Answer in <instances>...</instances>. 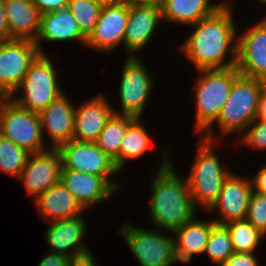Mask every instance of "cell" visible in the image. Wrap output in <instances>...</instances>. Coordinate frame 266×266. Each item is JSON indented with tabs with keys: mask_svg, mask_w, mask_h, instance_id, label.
I'll list each match as a JSON object with an SVG mask.
<instances>
[{
	"mask_svg": "<svg viewBox=\"0 0 266 266\" xmlns=\"http://www.w3.org/2000/svg\"><path fill=\"white\" fill-rule=\"evenodd\" d=\"M160 23H163L161 7L129 0V14L123 42L124 55L142 57L141 53L147 50L148 44L158 36L156 33L161 29L160 25H163Z\"/></svg>",
	"mask_w": 266,
	"mask_h": 266,
	"instance_id": "obj_13",
	"label": "cell"
},
{
	"mask_svg": "<svg viewBox=\"0 0 266 266\" xmlns=\"http://www.w3.org/2000/svg\"><path fill=\"white\" fill-rule=\"evenodd\" d=\"M52 60L50 54H40L9 98L20 107L40 114L51 102L63 94L66 90L59 82L61 71L55 65L57 62Z\"/></svg>",
	"mask_w": 266,
	"mask_h": 266,
	"instance_id": "obj_6",
	"label": "cell"
},
{
	"mask_svg": "<svg viewBox=\"0 0 266 266\" xmlns=\"http://www.w3.org/2000/svg\"><path fill=\"white\" fill-rule=\"evenodd\" d=\"M102 7V4L89 0H69L67 5V9L72 13L86 37L93 31Z\"/></svg>",
	"mask_w": 266,
	"mask_h": 266,
	"instance_id": "obj_31",
	"label": "cell"
},
{
	"mask_svg": "<svg viewBox=\"0 0 266 266\" xmlns=\"http://www.w3.org/2000/svg\"><path fill=\"white\" fill-rule=\"evenodd\" d=\"M144 57L125 56L121 66L118 86L120 109L112 104L115 114L130 115L143 118L150 97L155 92L156 80ZM117 108V109H116Z\"/></svg>",
	"mask_w": 266,
	"mask_h": 266,
	"instance_id": "obj_8",
	"label": "cell"
},
{
	"mask_svg": "<svg viewBox=\"0 0 266 266\" xmlns=\"http://www.w3.org/2000/svg\"><path fill=\"white\" fill-rule=\"evenodd\" d=\"M253 191L266 196V163L262 164L253 175H250Z\"/></svg>",
	"mask_w": 266,
	"mask_h": 266,
	"instance_id": "obj_36",
	"label": "cell"
},
{
	"mask_svg": "<svg viewBox=\"0 0 266 266\" xmlns=\"http://www.w3.org/2000/svg\"><path fill=\"white\" fill-rule=\"evenodd\" d=\"M169 146L156 150L161 160L148 176L147 212L153 227L173 232L193 219L199 210L193 204L185 176L177 171L171 160Z\"/></svg>",
	"mask_w": 266,
	"mask_h": 266,
	"instance_id": "obj_2",
	"label": "cell"
},
{
	"mask_svg": "<svg viewBox=\"0 0 266 266\" xmlns=\"http://www.w3.org/2000/svg\"><path fill=\"white\" fill-rule=\"evenodd\" d=\"M194 158L188 174L185 175L189 193L194 206L201 212H206L217 200L225 179L234 170L229 167V161L223 163L218 155L220 141H210L196 137ZM221 143V144H220ZM217 147V148H216ZM216 149V150H215Z\"/></svg>",
	"mask_w": 266,
	"mask_h": 266,
	"instance_id": "obj_4",
	"label": "cell"
},
{
	"mask_svg": "<svg viewBox=\"0 0 266 266\" xmlns=\"http://www.w3.org/2000/svg\"><path fill=\"white\" fill-rule=\"evenodd\" d=\"M228 1L212 15L187 27L191 29L189 35L177 45V51L195 71L225 69L237 64V22L240 19L236 21L234 0Z\"/></svg>",
	"mask_w": 266,
	"mask_h": 266,
	"instance_id": "obj_1",
	"label": "cell"
},
{
	"mask_svg": "<svg viewBox=\"0 0 266 266\" xmlns=\"http://www.w3.org/2000/svg\"><path fill=\"white\" fill-rule=\"evenodd\" d=\"M62 159L57 148L32 153L22 170L18 181L25 187L32 202L51 186L60 182Z\"/></svg>",
	"mask_w": 266,
	"mask_h": 266,
	"instance_id": "obj_16",
	"label": "cell"
},
{
	"mask_svg": "<svg viewBox=\"0 0 266 266\" xmlns=\"http://www.w3.org/2000/svg\"><path fill=\"white\" fill-rule=\"evenodd\" d=\"M252 191V181L248 172L243 176L241 172L238 174L232 171L225 179L217 200L205 215H215L211 218L219 225L246 219Z\"/></svg>",
	"mask_w": 266,
	"mask_h": 266,
	"instance_id": "obj_14",
	"label": "cell"
},
{
	"mask_svg": "<svg viewBox=\"0 0 266 266\" xmlns=\"http://www.w3.org/2000/svg\"><path fill=\"white\" fill-rule=\"evenodd\" d=\"M60 181L87 212L95 205L110 202L114 195L122 194L102 176L71 169H61Z\"/></svg>",
	"mask_w": 266,
	"mask_h": 266,
	"instance_id": "obj_19",
	"label": "cell"
},
{
	"mask_svg": "<svg viewBox=\"0 0 266 266\" xmlns=\"http://www.w3.org/2000/svg\"><path fill=\"white\" fill-rule=\"evenodd\" d=\"M40 14L67 8L69 0H32Z\"/></svg>",
	"mask_w": 266,
	"mask_h": 266,
	"instance_id": "obj_35",
	"label": "cell"
},
{
	"mask_svg": "<svg viewBox=\"0 0 266 266\" xmlns=\"http://www.w3.org/2000/svg\"><path fill=\"white\" fill-rule=\"evenodd\" d=\"M69 259L70 257L63 254L47 251L40 257L38 266H68Z\"/></svg>",
	"mask_w": 266,
	"mask_h": 266,
	"instance_id": "obj_37",
	"label": "cell"
},
{
	"mask_svg": "<svg viewBox=\"0 0 266 266\" xmlns=\"http://www.w3.org/2000/svg\"><path fill=\"white\" fill-rule=\"evenodd\" d=\"M30 154L0 134V173L18 179Z\"/></svg>",
	"mask_w": 266,
	"mask_h": 266,
	"instance_id": "obj_30",
	"label": "cell"
},
{
	"mask_svg": "<svg viewBox=\"0 0 266 266\" xmlns=\"http://www.w3.org/2000/svg\"><path fill=\"white\" fill-rule=\"evenodd\" d=\"M246 219L264 236H266V196L251 192Z\"/></svg>",
	"mask_w": 266,
	"mask_h": 266,
	"instance_id": "obj_33",
	"label": "cell"
},
{
	"mask_svg": "<svg viewBox=\"0 0 266 266\" xmlns=\"http://www.w3.org/2000/svg\"><path fill=\"white\" fill-rule=\"evenodd\" d=\"M255 2H257L258 3V5H263V7H266V0H254ZM263 17H266V13H265V15L263 16Z\"/></svg>",
	"mask_w": 266,
	"mask_h": 266,
	"instance_id": "obj_44",
	"label": "cell"
},
{
	"mask_svg": "<svg viewBox=\"0 0 266 266\" xmlns=\"http://www.w3.org/2000/svg\"><path fill=\"white\" fill-rule=\"evenodd\" d=\"M57 150L62 159V169L102 176L119 193L120 191L127 192L124 180L120 181L119 179L118 181V179H115L122 176V174L116 167L114 160L106 155L95 143L71 140L61 144Z\"/></svg>",
	"mask_w": 266,
	"mask_h": 266,
	"instance_id": "obj_9",
	"label": "cell"
},
{
	"mask_svg": "<svg viewBox=\"0 0 266 266\" xmlns=\"http://www.w3.org/2000/svg\"><path fill=\"white\" fill-rule=\"evenodd\" d=\"M265 87L266 82L263 80L240 75L233 82L217 120L201 137L221 142L229 137L232 141L234 137L233 144L258 117L260 96Z\"/></svg>",
	"mask_w": 266,
	"mask_h": 266,
	"instance_id": "obj_3",
	"label": "cell"
},
{
	"mask_svg": "<svg viewBox=\"0 0 266 266\" xmlns=\"http://www.w3.org/2000/svg\"><path fill=\"white\" fill-rule=\"evenodd\" d=\"M32 40L0 42V87L10 97L40 55Z\"/></svg>",
	"mask_w": 266,
	"mask_h": 266,
	"instance_id": "obj_15",
	"label": "cell"
},
{
	"mask_svg": "<svg viewBox=\"0 0 266 266\" xmlns=\"http://www.w3.org/2000/svg\"><path fill=\"white\" fill-rule=\"evenodd\" d=\"M96 94L79 102L80 104L76 103L73 135L75 141L95 143L107 120L114 113V101L108 100L105 91Z\"/></svg>",
	"mask_w": 266,
	"mask_h": 266,
	"instance_id": "obj_20",
	"label": "cell"
},
{
	"mask_svg": "<svg viewBox=\"0 0 266 266\" xmlns=\"http://www.w3.org/2000/svg\"><path fill=\"white\" fill-rule=\"evenodd\" d=\"M196 215L172 232L178 263L191 264L194 257L203 255L211 228L216 224L210 217L205 220Z\"/></svg>",
	"mask_w": 266,
	"mask_h": 266,
	"instance_id": "obj_22",
	"label": "cell"
},
{
	"mask_svg": "<svg viewBox=\"0 0 266 266\" xmlns=\"http://www.w3.org/2000/svg\"><path fill=\"white\" fill-rule=\"evenodd\" d=\"M230 234L234 252L256 253L266 239L260 231L255 229L247 219L231 221L224 225Z\"/></svg>",
	"mask_w": 266,
	"mask_h": 266,
	"instance_id": "obj_28",
	"label": "cell"
},
{
	"mask_svg": "<svg viewBox=\"0 0 266 266\" xmlns=\"http://www.w3.org/2000/svg\"><path fill=\"white\" fill-rule=\"evenodd\" d=\"M133 223L124 221V224L117 226L116 231L127 244L139 266H176L178 264L172 232L153 226L152 228L141 227Z\"/></svg>",
	"mask_w": 266,
	"mask_h": 266,
	"instance_id": "obj_7",
	"label": "cell"
},
{
	"mask_svg": "<svg viewBox=\"0 0 266 266\" xmlns=\"http://www.w3.org/2000/svg\"><path fill=\"white\" fill-rule=\"evenodd\" d=\"M10 41V32L7 24L4 0H0V42Z\"/></svg>",
	"mask_w": 266,
	"mask_h": 266,
	"instance_id": "obj_39",
	"label": "cell"
},
{
	"mask_svg": "<svg viewBox=\"0 0 266 266\" xmlns=\"http://www.w3.org/2000/svg\"><path fill=\"white\" fill-rule=\"evenodd\" d=\"M235 147L239 146V149H249L254 152L262 153L264 156L266 151V119L256 118L247 129L237 138L235 141ZM237 144V145H236ZM245 147V148H244Z\"/></svg>",
	"mask_w": 266,
	"mask_h": 266,
	"instance_id": "obj_32",
	"label": "cell"
},
{
	"mask_svg": "<svg viewBox=\"0 0 266 266\" xmlns=\"http://www.w3.org/2000/svg\"><path fill=\"white\" fill-rule=\"evenodd\" d=\"M128 14L129 0L103 5L94 29L86 39L85 48L103 55L113 53L120 46L123 49Z\"/></svg>",
	"mask_w": 266,
	"mask_h": 266,
	"instance_id": "obj_11",
	"label": "cell"
},
{
	"mask_svg": "<svg viewBox=\"0 0 266 266\" xmlns=\"http://www.w3.org/2000/svg\"><path fill=\"white\" fill-rule=\"evenodd\" d=\"M136 118L113 113L100 132L95 144L112 160L119 170V148L127 127Z\"/></svg>",
	"mask_w": 266,
	"mask_h": 266,
	"instance_id": "obj_27",
	"label": "cell"
},
{
	"mask_svg": "<svg viewBox=\"0 0 266 266\" xmlns=\"http://www.w3.org/2000/svg\"><path fill=\"white\" fill-rule=\"evenodd\" d=\"M193 83V133L201 137L217 120L229 97L233 82L240 76L236 66L195 71Z\"/></svg>",
	"mask_w": 266,
	"mask_h": 266,
	"instance_id": "obj_5",
	"label": "cell"
},
{
	"mask_svg": "<svg viewBox=\"0 0 266 266\" xmlns=\"http://www.w3.org/2000/svg\"><path fill=\"white\" fill-rule=\"evenodd\" d=\"M226 0H167L161 7L162 20L186 28L212 15Z\"/></svg>",
	"mask_w": 266,
	"mask_h": 266,
	"instance_id": "obj_25",
	"label": "cell"
},
{
	"mask_svg": "<svg viewBox=\"0 0 266 266\" xmlns=\"http://www.w3.org/2000/svg\"><path fill=\"white\" fill-rule=\"evenodd\" d=\"M257 254L234 252L222 266H262Z\"/></svg>",
	"mask_w": 266,
	"mask_h": 266,
	"instance_id": "obj_34",
	"label": "cell"
},
{
	"mask_svg": "<svg viewBox=\"0 0 266 266\" xmlns=\"http://www.w3.org/2000/svg\"><path fill=\"white\" fill-rule=\"evenodd\" d=\"M89 1H93V2H96V3L102 4V5H105V4L114 3V2H117V1H120V0H89Z\"/></svg>",
	"mask_w": 266,
	"mask_h": 266,
	"instance_id": "obj_43",
	"label": "cell"
},
{
	"mask_svg": "<svg viewBox=\"0 0 266 266\" xmlns=\"http://www.w3.org/2000/svg\"><path fill=\"white\" fill-rule=\"evenodd\" d=\"M87 37L81 32L72 13L67 9H60L41 15L40 30L34 43L41 54H49L43 47L47 43H79L85 48Z\"/></svg>",
	"mask_w": 266,
	"mask_h": 266,
	"instance_id": "obj_21",
	"label": "cell"
},
{
	"mask_svg": "<svg viewBox=\"0 0 266 266\" xmlns=\"http://www.w3.org/2000/svg\"><path fill=\"white\" fill-rule=\"evenodd\" d=\"M234 253L231 237L224 225L215 224L210 231L203 255L215 266H222Z\"/></svg>",
	"mask_w": 266,
	"mask_h": 266,
	"instance_id": "obj_29",
	"label": "cell"
},
{
	"mask_svg": "<svg viewBox=\"0 0 266 266\" xmlns=\"http://www.w3.org/2000/svg\"><path fill=\"white\" fill-rule=\"evenodd\" d=\"M9 98V96L0 87V106Z\"/></svg>",
	"mask_w": 266,
	"mask_h": 266,
	"instance_id": "obj_42",
	"label": "cell"
},
{
	"mask_svg": "<svg viewBox=\"0 0 266 266\" xmlns=\"http://www.w3.org/2000/svg\"><path fill=\"white\" fill-rule=\"evenodd\" d=\"M141 3L148 4V5H156L162 7L167 0H138Z\"/></svg>",
	"mask_w": 266,
	"mask_h": 266,
	"instance_id": "obj_41",
	"label": "cell"
},
{
	"mask_svg": "<svg viewBox=\"0 0 266 266\" xmlns=\"http://www.w3.org/2000/svg\"><path fill=\"white\" fill-rule=\"evenodd\" d=\"M10 40L35 41L40 30L41 14L32 0H4Z\"/></svg>",
	"mask_w": 266,
	"mask_h": 266,
	"instance_id": "obj_24",
	"label": "cell"
},
{
	"mask_svg": "<svg viewBox=\"0 0 266 266\" xmlns=\"http://www.w3.org/2000/svg\"><path fill=\"white\" fill-rule=\"evenodd\" d=\"M86 213L74 218L47 223L50 226L43 232V237L49 248L47 251L63 254L70 258L89 252L91 248L85 238L91 226L86 220Z\"/></svg>",
	"mask_w": 266,
	"mask_h": 266,
	"instance_id": "obj_17",
	"label": "cell"
},
{
	"mask_svg": "<svg viewBox=\"0 0 266 266\" xmlns=\"http://www.w3.org/2000/svg\"><path fill=\"white\" fill-rule=\"evenodd\" d=\"M93 250L73 256L69 259L68 266H101L94 257Z\"/></svg>",
	"mask_w": 266,
	"mask_h": 266,
	"instance_id": "obj_38",
	"label": "cell"
},
{
	"mask_svg": "<svg viewBox=\"0 0 266 266\" xmlns=\"http://www.w3.org/2000/svg\"><path fill=\"white\" fill-rule=\"evenodd\" d=\"M69 97L65 91L39 114L43 138L49 148L73 140L76 103Z\"/></svg>",
	"mask_w": 266,
	"mask_h": 266,
	"instance_id": "obj_18",
	"label": "cell"
},
{
	"mask_svg": "<svg viewBox=\"0 0 266 266\" xmlns=\"http://www.w3.org/2000/svg\"><path fill=\"white\" fill-rule=\"evenodd\" d=\"M257 118L266 119V87L260 96Z\"/></svg>",
	"mask_w": 266,
	"mask_h": 266,
	"instance_id": "obj_40",
	"label": "cell"
},
{
	"mask_svg": "<svg viewBox=\"0 0 266 266\" xmlns=\"http://www.w3.org/2000/svg\"><path fill=\"white\" fill-rule=\"evenodd\" d=\"M0 134L31 154L49 149L39 114L20 107L10 98L0 106Z\"/></svg>",
	"mask_w": 266,
	"mask_h": 266,
	"instance_id": "obj_10",
	"label": "cell"
},
{
	"mask_svg": "<svg viewBox=\"0 0 266 266\" xmlns=\"http://www.w3.org/2000/svg\"><path fill=\"white\" fill-rule=\"evenodd\" d=\"M143 118H136L126 129L119 148V171L125 174L130 161L142 159L152 147L151 135ZM124 171V172H123Z\"/></svg>",
	"mask_w": 266,
	"mask_h": 266,
	"instance_id": "obj_26",
	"label": "cell"
},
{
	"mask_svg": "<svg viewBox=\"0 0 266 266\" xmlns=\"http://www.w3.org/2000/svg\"><path fill=\"white\" fill-rule=\"evenodd\" d=\"M33 205L40 219L45 223L70 219L85 213L61 181L34 200Z\"/></svg>",
	"mask_w": 266,
	"mask_h": 266,
	"instance_id": "obj_23",
	"label": "cell"
},
{
	"mask_svg": "<svg viewBox=\"0 0 266 266\" xmlns=\"http://www.w3.org/2000/svg\"><path fill=\"white\" fill-rule=\"evenodd\" d=\"M247 25L238 26L236 68L241 76L266 82V17Z\"/></svg>",
	"mask_w": 266,
	"mask_h": 266,
	"instance_id": "obj_12",
	"label": "cell"
}]
</instances>
